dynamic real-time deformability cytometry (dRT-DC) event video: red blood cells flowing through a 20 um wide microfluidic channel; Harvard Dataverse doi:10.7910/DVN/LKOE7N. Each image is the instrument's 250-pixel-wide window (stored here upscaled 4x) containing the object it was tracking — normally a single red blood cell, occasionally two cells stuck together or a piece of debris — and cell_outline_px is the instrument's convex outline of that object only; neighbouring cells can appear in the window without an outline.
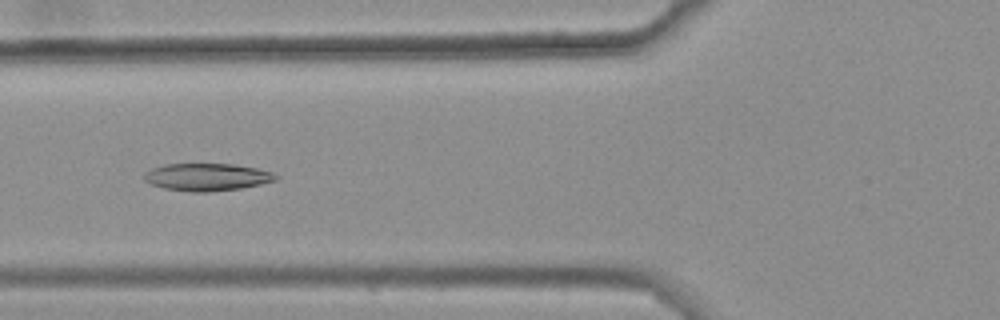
{"species": "common noctule bat (a hibernating species)", "species_latin": "Nyctalus noctula", "temperature_condition": "warm", "stored_images_in_passage": 46, "camera_frame_rate_fps": 3000, "um_per_image_px": 0.085, "animal": {"sex": "female", "body_mass_g": 25.1}, "frame": {"image": 1, "passage_image": 20, "time_ms": 6.333, "image_size_px": [1000, 320], "cell_outline_px": [[276, 180], [260, 184], [240, 188], [208, 192], [192, 192], [164, 188], [152, 184], [144, 180], [144, 172], [152, 168], [164, 164], [236, 164], [256, 168], [272, 172], [276, 176]], "centroid_in_image_um": [17.56, 15.04], "position_along_channel_um": 108.2, "area_um2": 20.92}}
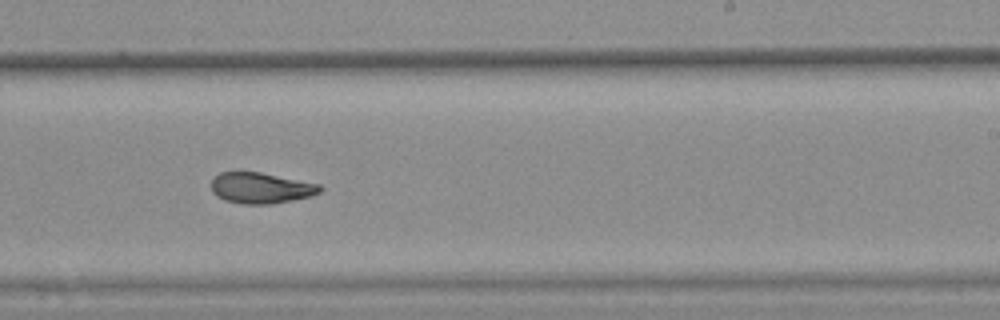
{"frame": {"image": 2, "passage_image": 33, "time_ms": 10.667, "image_size_px": [1000, 320], "cell_outline_px": [[324, 188], [320, 192], [312, 196], [272, 204], [244, 204], [224, 200], [216, 196], [212, 192], [212, 180], [220, 172], [260, 172], [320, 184]], "centroid_in_image_um": [22.2, 15.98], "position_along_channel_um": 266.8, "area_um2": 19.59}}
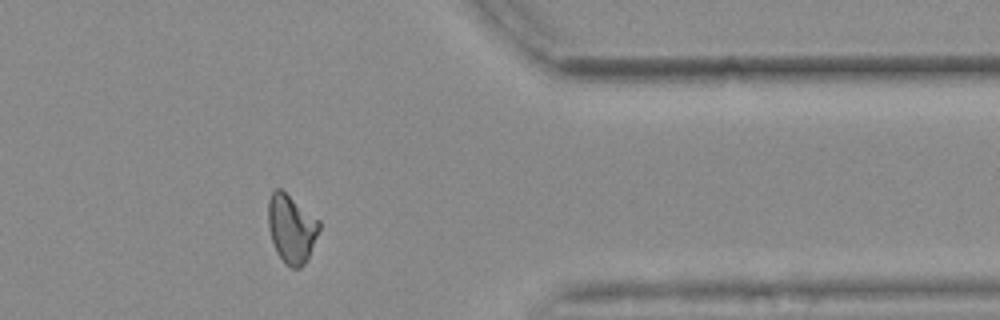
{"frame": {"image": 3, "passage_image": 44, "time_ms": 14.333, "image_size_px": [1000, 320], "cell_outline_px": [[320, 228], [308, 256], [304, 264], [300, 268], [292, 268], [284, 264], [276, 252], [272, 240], [268, 224], [268, 200], [272, 192], [276, 188], [280, 188], [320, 220]], "centroid_in_image_um": [24.76, 19.43], "position_along_channel_um": 386.6, "area_um2": 20.23}, "authors_computed_cell_mechanics": {"area_um2": 20.6635, "velocity_mm_per_s": 3.6635, "shape_relaxation_time_tau1_ms": 9.4831, "shape_relaxation_time_tau2_ms": 3.0995, "deformation_change_tau1": 0.1929, "deformation_change_tau2": 0.0859}}